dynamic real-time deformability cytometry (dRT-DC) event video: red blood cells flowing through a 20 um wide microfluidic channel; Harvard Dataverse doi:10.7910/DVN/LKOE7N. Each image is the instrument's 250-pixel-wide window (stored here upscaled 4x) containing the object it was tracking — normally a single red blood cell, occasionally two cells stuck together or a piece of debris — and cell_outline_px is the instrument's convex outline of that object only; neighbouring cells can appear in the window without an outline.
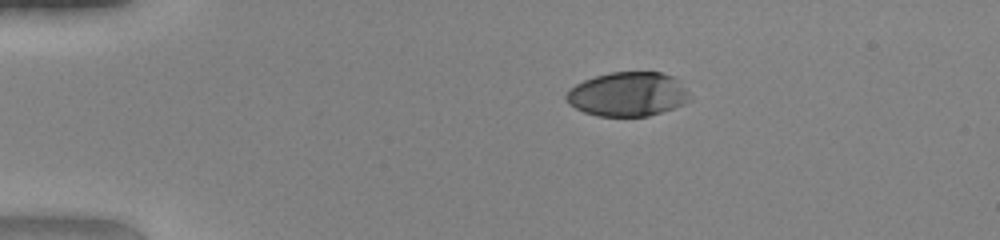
{"species": "human", "species_latin": "Homo sapiens", "temperature_condition": "warm", "stored_images_in_passage": 41, "camera_frame_rate_fps": 3000, "um_per_image_px": 0.085, "donor": {"sex": "female"}, "frame": {"image": 1, "passage_image": 1, "time_ms": 0.0, "image_size_px": [1000, 240], "cell_outline_px": [[692, 100], [684, 104], [648, 116], [596, 116], [584, 112], [568, 104], [564, 96], [576, 84], [584, 80], [608, 72], [660, 72], [672, 76], [688, 92]], "centroid_in_image_um": [53.35, 8.01], "position_along_channel_um": 31.7, "area_um2": 31.67}}
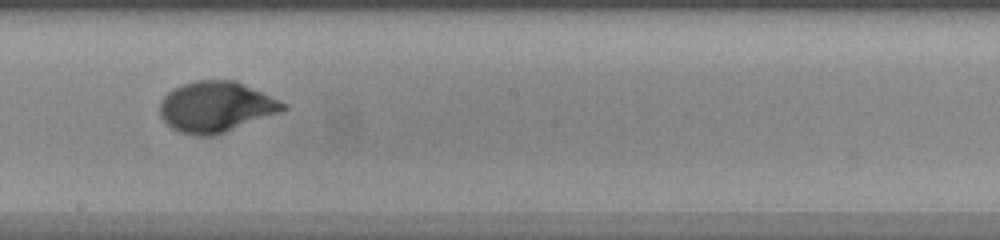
{"frame": {"image": 2, "passage_image": 20, "time_ms": 6.333, "image_size_px": [1000, 240], "cell_outline_px": [[288, 108], [280, 112], [216, 136], [196, 136], [180, 132], [172, 128], [160, 116], [160, 100], [172, 88], [184, 84], [200, 80], [236, 80], [288, 104]], "centroid_in_image_um": [18.36, 9.09], "position_along_channel_um": 229.8, "area_um2": 36.47}}
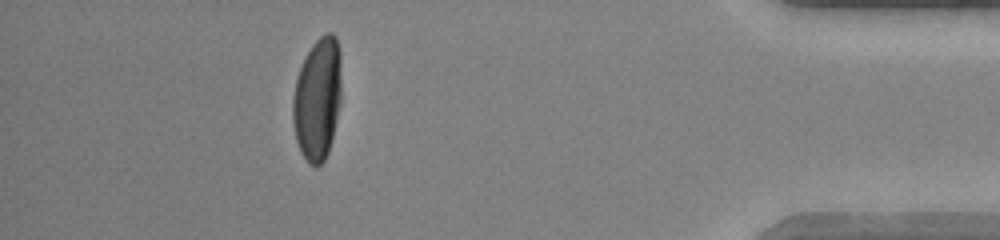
{"frame": {"image": 3, "passage_image": 36, "time_ms": 11.667, "image_size_px": [1000, 240], "cell_outline_px": [[340, 100], [332, 140], [328, 152], [324, 160], [316, 168], [308, 164], [300, 152], [296, 140], [292, 124], [292, 100], [296, 80], [304, 56], [312, 44], [324, 32], [332, 32], [336, 36], [340, 52]], "centroid_in_image_um": [26.96, 8.41], "position_along_channel_um": 408.2, "area_um2": 35.08}, "authors_computed_cell_mechanics": {"area_um2": 35.0846, "velocity_mm_per_s": 4.187, "shape_relaxation_time_tau1_ms": 3.5335, "shape_relaxation_time_tau2_ms": null, "deformation_change_tau1": 0.213, "deformation_change_tau2": null}}